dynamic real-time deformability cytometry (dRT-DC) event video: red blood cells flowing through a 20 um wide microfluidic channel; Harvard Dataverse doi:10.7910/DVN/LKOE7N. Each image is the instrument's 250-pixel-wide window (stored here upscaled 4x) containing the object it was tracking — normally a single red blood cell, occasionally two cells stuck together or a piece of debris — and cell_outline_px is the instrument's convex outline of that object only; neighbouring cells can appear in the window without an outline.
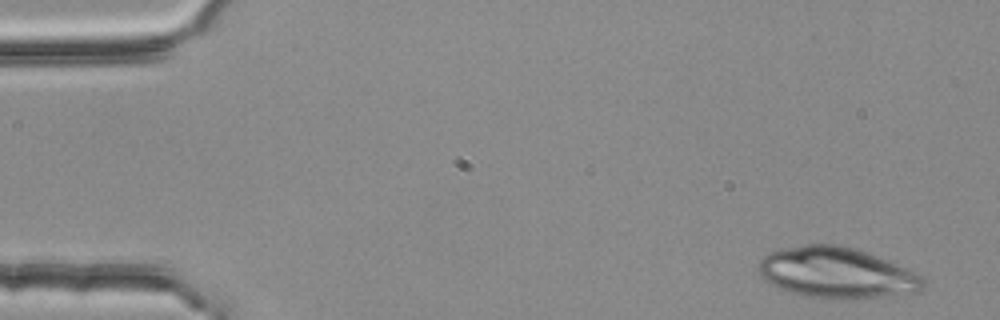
{"species": "common noctule bat (a hibernating species)", "species_latin": "Nyctalus noctula", "temperature_condition": "room temperature", "stored_images_in_passage": 4, "camera_frame_rate_fps": 3000, "um_per_image_px": 0.085, "animal": {"sex": "female", "body_mass_g": 25.1}, "frame": {"image": 1, "passage_image": 1, "time_ms": 0.0, "image_size_px": [1000, 320], "cell_outline_px": [[924, 288], [920, 292], [904, 296], [836, 300], [808, 296], [788, 292], [764, 280], [760, 276], [756, 268], [756, 264], [764, 256], [780, 248], [808, 244], [836, 244], [856, 248], [868, 252], [908, 268], [924, 276]], "centroid_in_image_um": [71.17, 23.21], "position_along_channel_um": 13.8, "area_um2": 49.94}}